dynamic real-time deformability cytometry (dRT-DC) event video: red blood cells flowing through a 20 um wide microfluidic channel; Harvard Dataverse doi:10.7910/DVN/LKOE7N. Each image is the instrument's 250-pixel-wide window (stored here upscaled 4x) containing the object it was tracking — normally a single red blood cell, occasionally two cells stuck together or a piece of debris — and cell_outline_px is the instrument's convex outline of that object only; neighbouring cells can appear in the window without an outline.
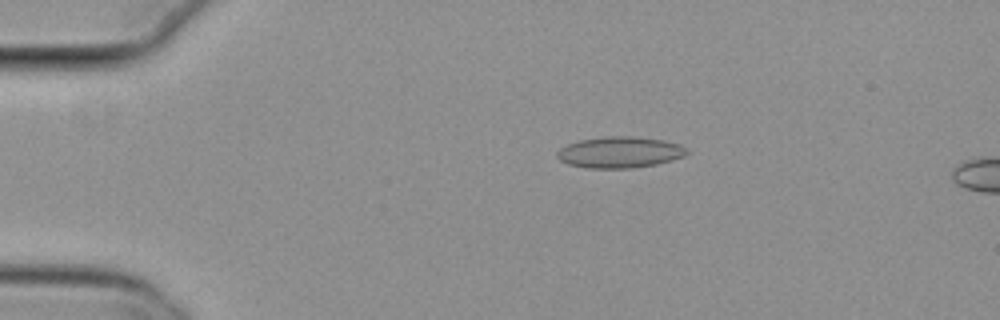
{"species": "common noctule bat (a hibernating species)", "species_latin": "Nyctalus noctula", "temperature_condition": "cold", "stored_images_in_passage": 13, "camera_frame_rate_fps": 3000, "um_per_image_px": 0.085, "animal": {"sex": "female", "body_mass_g": 29.2, "forearm_length_mm": 56.3}, "frame": {"image": 1, "passage_image": 8, "time_ms": 2.333, "image_size_px": [1000, 320], "cell_outline_px": [[688, 152], [684, 156], [656, 164], [632, 168], [584, 168], [568, 164], [560, 160], [556, 156], [556, 152], [560, 148], [568, 144], [580, 140], [608, 136], [632, 136], [664, 140], [680, 144], [688, 148]], "centroid_in_image_um": [52.68, 12.94], "position_along_channel_um": 32.3, "area_um2": 23.64}}